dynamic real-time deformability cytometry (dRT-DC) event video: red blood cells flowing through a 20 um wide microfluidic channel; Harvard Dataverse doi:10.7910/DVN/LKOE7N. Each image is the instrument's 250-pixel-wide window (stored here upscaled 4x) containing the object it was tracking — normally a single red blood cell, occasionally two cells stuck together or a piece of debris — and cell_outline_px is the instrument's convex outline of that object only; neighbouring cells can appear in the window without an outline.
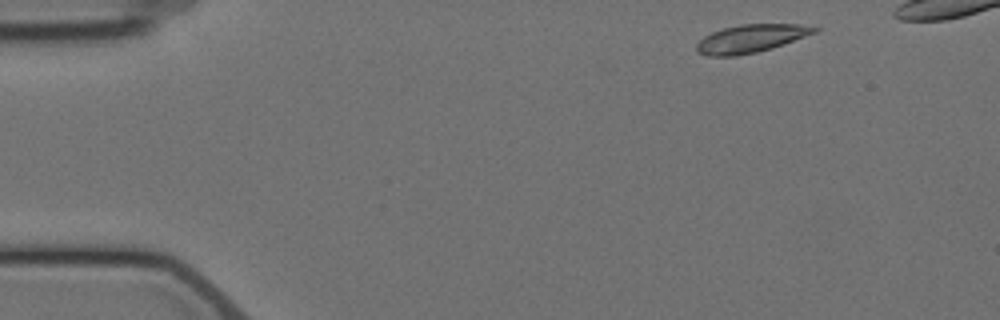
{"species": "Egyptian fruit bat (a non-hibernating species)", "species_latin": "Rousettus aegyptiacus", "temperature_condition": "cold", "stored_images_in_passage": 6, "segment_of_instrument_passage": [1, 2], "camera_frame_rate_fps": 3000, "um_per_image_px": 0.085, "animal": {"sex": "female"}, "frame": {"image": 1, "passage_image": 1, "time_ms": 0.0, "image_size_px": [1000, 320], "cell_outline_px": [[820, 28], [816, 32], [784, 44], [772, 48], [756, 52], [736, 56], [708, 56], [696, 52], [696, 44], [704, 36], [712, 32], [724, 28], [740, 24], [800, 24]], "centroid_in_image_um": [63.8, 3.28], "position_along_channel_um": 21.2, "area_um2": 19.19}}
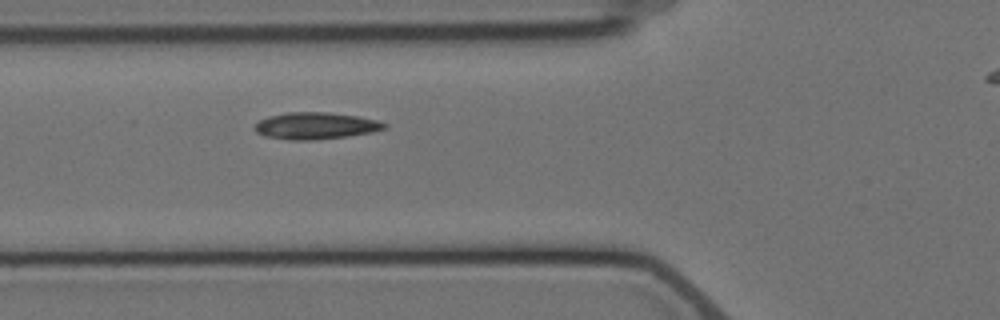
{"frame": {"image": 2, "passage_image": 5, "time_ms": 4.667, "image_size_px": [1000, 320], "cell_outline_px": [[388, 128], [372, 132], [348, 136], [316, 140], [292, 140], [264, 136], [256, 132], [256, 124], [260, 120], [268, 116], [288, 112], [328, 112], [356, 116], [376, 120], [388, 124]], "centroid_in_image_um": [26.85, 10.69], "position_along_channel_um": 98.9, "area_um2": 20.23}}